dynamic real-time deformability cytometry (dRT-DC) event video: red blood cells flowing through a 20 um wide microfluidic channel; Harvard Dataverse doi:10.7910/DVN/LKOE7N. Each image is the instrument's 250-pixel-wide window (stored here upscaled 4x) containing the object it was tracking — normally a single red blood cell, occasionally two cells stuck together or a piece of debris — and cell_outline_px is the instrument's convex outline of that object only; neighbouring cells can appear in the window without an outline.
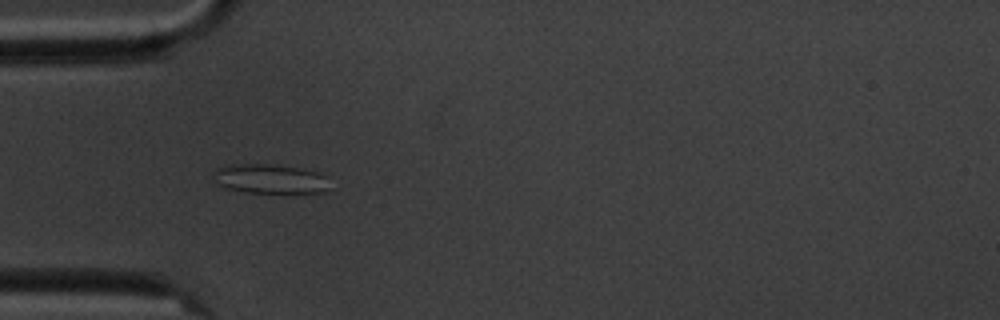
{"species": "common noctule bat (a hibernating species)", "species_latin": "Nyctalus noctula", "temperature_condition": "cold", "stored_images_in_passage": 6, "camera_frame_rate_fps": 3000, "um_per_image_px": 0.085, "animal": {"sex": "male", "body_mass_g": 20.1, "forearm_length_mm": 53.5}, "frame": {"image": 1, "passage_image": 5, "time_ms": 5.667, "image_size_px": [1000, 320], "cell_outline_px": [[332, 188], [324, 192], [244, 192], [224, 188], [216, 184], [212, 172], [216, 168], [228, 164], [268, 164], [296, 168], [320, 172], [324, 176]], "centroid_in_image_um": [22.9, 15.2], "position_along_channel_um": 62.1, "area_um2": 20.0}}
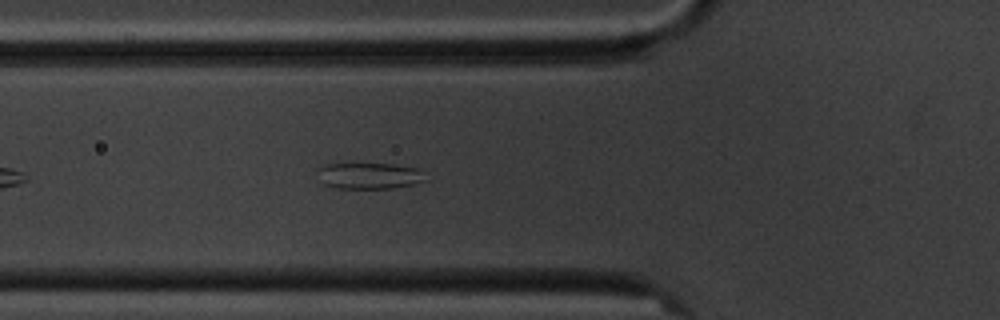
{"frame": {"image": 2, "passage_image": 6, "time_ms": 6.667, "image_size_px": [1000, 320], "cell_outline_px": [[424, 180], [412, 184], [392, 188], [336, 188], [324, 184], [316, 168], [324, 164], [392, 164], [420, 168]], "centroid_in_image_um": [31.35, 14.93], "position_along_channel_um": 94.4, "area_um2": 16.24}}